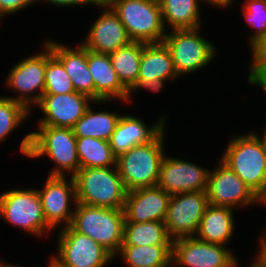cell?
Listing matches in <instances>:
<instances>
[{
	"label": "cell",
	"mask_w": 266,
	"mask_h": 267,
	"mask_svg": "<svg viewBox=\"0 0 266 267\" xmlns=\"http://www.w3.org/2000/svg\"><path fill=\"white\" fill-rule=\"evenodd\" d=\"M0 217L39 239L53 231L45 220L38 190L33 187L7 189L0 194Z\"/></svg>",
	"instance_id": "ba28073f"
},
{
	"label": "cell",
	"mask_w": 266,
	"mask_h": 267,
	"mask_svg": "<svg viewBox=\"0 0 266 267\" xmlns=\"http://www.w3.org/2000/svg\"><path fill=\"white\" fill-rule=\"evenodd\" d=\"M172 266L239 267V262L227 246L183 237L173 241Z\"/></svg>",
	"instance_id": "7c38bea8"
},
{
	"label": "cell",
	"mask_w": 266,
	"mask_h": 267,
	"mask_svg": "<svg viewBox=\"0 0 266 267\" xmlns=\"http://www.w3.org/2000/svg\"><path fill=\"white\" fill-rule=\"evenodd\" d=\"M49 264L47 267H63L59 262H57L52 256L49 257Z\"/></svg>",
	"instance_id": "60d3db41"
},
{
	"label": "cell",
	"mask_w": 266,
	"mask_h": 267,
	"mask_svg": "<svg viewBox=\"0 0 266 267\" xmlns=\"http://www.w3.org/2000/svg\"><path fill=\"white\" fill-rule=\"evenodd\" d=\"M0 267H20V266L19 265H15V264H11V263H6V262L0 261Z\"/></svg>",
	"instance_id": "b9f144b4"
},
{
	"label": "cell",
	"mask_w": 266,
	"mask_h": 267,
	"mask_svg": "<svg viewBox=\"0 0 266 267\" xmlns=\"http://www.w3.org/2000/svg\"><path fill=\"white\" fill-rule=\"evenodd\" d=\"M80 168H102L116 166L109 141L92 137L76 138Z\"/></svg>",
	"instance_id": "f1b7e54d"
},
{
	"label": "cell",
	"mask_w": 266,
	"mask_h": 267,
	"mask_svg": "<svg viewBox=\"0 0 266 267\" xmlns=\"http://www.w3.org/2000/svg\"><path fill=\"white\" fill-rule=\"evenodd\" d=\"M124 209L76 204L71 227L107 249L114 257L124 239Z\"/></svg>",
	"instance_id": "5b68a950"
},
{
	"label": "cell",
	"mask_w": 266,
	"mask_h": 267,
	"mask_svg": "<svg viewBox=\"0 0 266 267\" xmlns=\"http://www.w3.org/2000/svg\"><path fill=\"white\" fill-rule=\"evenodd\" d=\"M263 134L261 135L263 138H264V140H265V143H266V127H265V129L263 130Z\"/></svg>",
	"instance_id": "7bdbcfd3"
},
{
	"label": "cell",
	"mask_w": 266,
	"mask_h": 267,
	"mask_svg": "<svg viewBox=\"0 0 266 267\" xmlns=\"http://www.w3.org/2000/svg\"><path fill=\"white\" fill-rule=\"evenodd\" d=\"M43 50L18 61L9 70L6 78L8 89L17 92L14 96H4L20 102L30 111L40 101L45 90V69L47 60L53 55L44 42Z\"/></svg>",
	"instance_id": "9c48e42d"
},
{
	"label": "cell",
	"mask_w": 266,
	"mask_h": 267,
	"mask_svg": "<svg viewBox=\"0 0 266 267\" xmlns=\"http://www.w3.org/2000/svg\"><path fill=\"white\" fill-rule=\"evenodd\" d=\"M106 102L111 101H94L76 91L65 94H43L33 109L39 108L43 113L37 125L72 128L92 103L100 105Z\"/></svg>",
	"instance_id": "9a60e30c"
},
{
	"label": "cell",
	"mask_w": 266,
	"mask_h": 267,
	"mask_svg": "<svg viewBox=\"0 0 266 267\" xmlns=\"http://www.w3.org/2000/svg\"><path fill=\"white\" fill-rule=\"evenodd\" d=\"M263 233L261 234V235H265L266 236V228H265V230L263 229V231H262Z\"/></svg>",
	"instance_id": "ee69618b"
},
{
	"label": "cell",
	"mask_w": 266,
	"mask_h": 267,
	"mask_svg": "<svg viewBox=\"0 0 266 267\" xmlns=\"http://www.w3.org/2000/svg\"><path fill=\"white\" fill-rule=\"evenodd\" d=\"M251 61L248 65V82L250 85L255 84L266 76V37L256 41L250 47Z\"/></svg>",
	"instance_id": "d6a6232c"
},
{
	"label": "cell",
	"mask_w": 266,
	"mask_h": 267,
	"mask_svg": "<svg viewBox=\"0 0 266 267\" xmlns=\"http://www.w3.org/2000/svg\"><path fill=\"white\" fill-rule=\"evenodd\" d=\"M144 42L132 41L129 45L109 54L112 67L121 83L129 90L138 80Z\"/></svg>",
	"instance_id": "83f0119b"
},
{
	"label": "cell",
	"mask_w": 266,
	"mask_h": 267,
	"mask_svg": "<svg viewBox=\"0 0 266 267\" xmlns=\"http://www.w3.org/2000/svg\"><path fill=\"white\" fill-rule=\"evenodd\" d=\"M209 169L167 154L162 159L157 186L171 196L184 192L206 191Z\"/></svg>",
	"instance_id": "2e32d148"
},
{
	"label": "cell",
	"mask_w": 266,
	"mask_h": 267,
	"mask_svg": "<svg viewBox=\"0 0 266 267\" xmlns=\"http://www.w3.org/2000/svg\"><path fill=\"white\" fill-rule=\"evenodd\" d=\"M121 114L116 111H95L90 105L85 114L72 127L76 138L92 137L109 141Z\"/></svg>",
	"instance_id": "484cf974"
},
{
	"label": "cell",
	"mask_w": 266,
	"mask_h": 267,
	"mask_svg": "<svg viewBox=\"0 0 266 267\" xmlns=\"http://www.w3.org/2000/svg\"><path fill=\"white\" fill-rule=\"evenodd\" d=\"M37 131L23 136L19 150L23 156L39 159L47 156L56 165L48 176L73 177L80 168L76 137L72 128L37 125Z\"/></svg>",
	"instance_id": "6da1fadb"
},
{
	"label": "cell",
	"mask_w": 266,
	"mask_h": 267,
	"mask_svg": "<svg viewBox=\"0 0 266 267\" xmlns=\"http://www.w3.org/2000/svg\"><path fill=\"white\" fill-rule=\"evenodd\" d=\"M73 178L78 203L124 209L128 191L116 166L79 168Z\"/></svg>",
	"instance_id": "277c9868"
},
{
	"label": "cell",
	"mask_w": 266,
	"mask_h": 267,
	"mask_svg": "<svg viewBox=\"0 0 266 267\" xmlns=\"http://www.w3.org/2000/svg\"><path fill=\"white\" fill-rule=\"evenodd\" d=\"M201 30L202 26L166 32L163 42L170 50L175 71L180 79L181 76L186 77L185 75L204 69L217 56V46L201 36Z\"/></svg>",
	"instance_id": "52a82bcc"
},
{
	"label": "cell",
	"mask_w": 266,
	"mask_h": 267,
	"mask_svg": "<svg viewBox=\"0 0 266 267\" xmlns=\"http://www.w3.org/2000/svg\"><path fill=\"white\" fill-rule=\"evenodd\" d=\"M235 209L208 205L198 226L195 238L198 240L227 246L235 233Z\"/></svg>",
	"instance_id": "7402d4cb"
},
{
	"label": "cell",
	"mask_w": 266,
	"mask_h": 267,
	"mask_svg": "<svg viewBox=\"0 0 266 267\" xmlns=\"http://www.w3.org/2000/svg\"><path fill=\"white\" fill-rule=\"evenodd\" d=\"M170 198L159 186L129 191L124 206L125 222H164Z\"/></svg>",
	"instance_id": "ac0fdd59"
},
{
	"label": "cell",
	"mask_w": 266,
	"mask_h": 267,
	"mask_svg": "<svg viewBox=\"0 0 266 267\" xmlns=\"http://www.w3.org/2000/svg\"><path fill=\"white\" fill-rule=\"evenodd\" d=\"M200 2L207 3L209 6L211 4L213 7H218L222 10L223 8H229L230 5L235 2V0H200Z\"/></svg>",
	"instance_id": "8d00e7d4"
},
{
	"label": "cell",
	"mask_w": 266,
	"mask_h": 267,
	"mask_svg": "<svg viewBox=\"0 0 266 267\" xmlns=\"http://www.w3.org/2000/svg\"><path fill=\"white\" fill-rule=\"evenodd\" d=\"M44 184L37 190L47 224L52 229L71 225L77 204L74 178L48 176Z\"/></svg>",
	"instance_id": "4fadbf2b"
},
{
	"label": "cell",
	"mask_w": 266,
	"mask_h": 267,
	"mask_svg": "<svg viewBox=\"0 0 266 267\" xmlns=\"http://www.w3.org/2000/svg\"><path fill=\"white\" fill-rule=\"evenodd\" d=\"M173 245H121L114 258L121 256L127 267H171Z\"/></svg>",
	"instance_id": "d4e9b609"
},
{
	"label": "cell",
	"mask_w": 266,
	"mask_h": 267,
	"mask_svg": "<svg viewBox=\"0 0 266 267\" xmlns=\"http://www.w3.org/2000/svg\"><path fill=\"white\" fill-rule=\"evenodd\" d=\"M254 258V260L251 259L252 262L248 267H266V263L258 255H255Z\"/></svg>",
	"instance_id": "f35d334b"
},
{
	"label": "cell",
	"mask_w": 266,
	"mask_h": 267,
	"mask_svg": "<svg viewBox=\"0 0 266 267\" xmlns=\"http://www.w3.org/2000/svg\"><path fill=\"white\" fill-rule=\"evenodd\" d=\"M31 111L20 102L0 96V144L29 119Z\"/></svg>",
	"instance_id": "f546056e"
},
{
	"label": "cell",
	"mask_w": 266,
	"mask_h": 267,
	"mask_svg": "<svg viewBox=\"0 0 266 267\" xmlns=\"http://www.w3.org/2000/svg\"><path fill=\"white\" fill-rule=\"evenodd\" d=\"M99 8L102 9L100 16H97L87 37L80 43L87 50L103 54H110L129 45L132 40L117 14L105 1L97 7Z\"/></svg>",
	"instance_id": "e0dca14e"
},
{
	"label": "cell",
	"mask_w": 266,
	"mask_h": 267,
	"mask_svg": "<svg viewBox=\"0 0 266 267\" xmlns=\"http://www.w3.org/2000/svg\"><path fill=\"white\" fill-rule=\"evenodd\" d=\"M244 3V4H243ZM241 3L246 26L255 29L248 38L249 46L266 37V0H244Z\"/></svg>",
	"instance_id": "1f68e13d"
},
{
	"label": "cell",
	"mask_w": 266,
	"mask_h": 267,
	"mask_svg": "<svg viewBox=\"0 0 266 267\" xmlns=\"http://www.w3.org/2000/svg\"><path fill=\"white\" fill-rule=\"evenodd\" d=\"M42 0H36V3H40ZM50 5H53L54 7H72V6H95L98 7L103 1L102 0H45Z\"/></svg>",
	"instance_id": "d590c367"
},
{
	"label": "cell",
	"mask_w": 266,
	"mask_h": 267,
	"mask_svg": "<svg viewBox=\"0 0 266 267\" xmlns=\"http://www.w3.org/2000/svg\"><path fill=\"white\" fill-rule=\"evenodd\" d=\"M166 128L152 141L136 145L116 157V167L127 191L157 186L165 156Z\"/></svg>",
	"instance_id": "3957f363"
},
{
	"label": "cell",
	"mask_w": 266,
	"mask_h": 267,
	"mask_svg": "<svg viewBox=\"0 0 266 267\" xmlns=\"http://www.w3.org/2000/svg\"><path fill=\"white\" fill-rule=\"evenodd\" d=\"M208 205L206 191L172 195L164 220L170 238L194 237Z\"/></svg>",
	"instance_id": "5bb4252c"
},
{
	"label": "cell",
	"mask_w": 266,
	"mask_h": 267,
	"mask_svg": "<svg viewBox=\"0 0 266 267\" xmlns=\"http://www.w3.org/2000/svg\"><path fill=\"white\" fill-rule=\"evenodd\" d=\"M36 0H0V21L4 16H11L15 13L25 10L24 8L32 7Z\"/></svg>",
	"instance_id": "836d02e7"
},
{
	"label": "cell",
	"mask_w": 266,
	"mask_h": 267,
	"mask_svg": "<svg viewBox=\"0 0 266 267\" xmlns=\"http://www.w3.org/2000/svg\"><path fill=\"white\" fill-rule=\"evenodd\" d=\"M166 32L202 26L200 0H158ZM168 29H167V28Z\"/></svg>",
	"instance_id": "cb8c5ba5"
},
{
	"label": "cell",
	"mask_w": 266,
	"mask_h": 267,
	"mask_svg": "<svg viewBox=\"0 0 266 267\" xmlns=\"http://www.w3.org/2000/svg\"><path fill=\"white\" fill-rule=\"evenodd\" d=\"M52 54L63 64L76 92L85 94L95 101V86L87 64V49L80 43L74 48L54 39L44 41Z\"/></svg>",
	"instance_id": "ffe728a7"
},
{
	"label": "cell",
	"mask_w": 266,
	"mask_h": 267,
	"mask_svg": "<svg viewBox=\"0 0 266 267\" xmlns=\"http://www.w3.org/2000/svg\"><path fill=\"white\" fill-rule=\"evenodd\" d=\"M122 245H173L164 222H125Z\"/></svg>",
	"instance_id": "4316f807"
},
{
	"label": "cell",
	"mask_w": 266,
	"mask_h": 267,
	"mask_svg": "<svg viewBox=\"0 0 266 267\" xmlns=\"http://www.w3.org/2000/svg\"><path fill=\"white\" fill-rule=\"evenodd\" d=\"M215 169H210L207 182L208 203L214 206L248 208L253 205L264 206L263 201L220 159Z\"/></svg>",
	"instance_id": "8fae6325"
},
{
	"label": "cell",
	"mask_w": 266,
	"mask_h": 267,
	"mask_svg": "<svg viewBox=\"0 0 266 267\" xmlns=\"http://www.w3.org/2000/svg\"><path fill=\"white\" fill-rule=\"evenodd\" d=\"M134 42H163L166 30L158 0H106Z\"/></svg>",
	"instance_id": "8992f818"
},
{
	"label": "cell",
	"mask_w": 266,
	"mask_h": 267,
	"mask_svg": "<svg viewBox=\"0 0 266 267\" xmlns=\"http://www.w3.org/2000/svg\"><path fill=\"white\" fill-rule=\"evenodd\" d=\"M259 249L257 255L266 263V236L261 235L259 237Z\"/></svg>",
	"instance_id": "74e56055"
},
{
	"label": "cell",
	"mask_w": 266,
	"mask_h": 267,
	"mask_svg": "<svg viewBox=\"0 0 266 267\" xmlns=\"http://www.w3.org/2000/svg\"><path fill=\"white\" fill-rule=\"evenodd\" d=\"M221 161L266 205V143L257 131L229 137Z\"/></svg>",
	"instance_id": "7a4b0ae2"
},
{
	"label": "cell",
	"mask_w": 266,
	"mask_h": 267,
	"mask_svg": "<svg viewBox=\"0 0 266 267\" xmlns=\"http://www.w3.org/2000/svg\"><path fill=\"white\" fill-rule=\"evenodd\" d=\"M178 78L170 50L165 43H145L137 81L151 82L156 79L174 81Z\"/></svg>",
	"instance_id": "603a6c76"
},
{
	"label": "cell",
	"mask_w": 266,
	"mask_h": 267,
	"mask_svg": "<svg viewBox=\"0 0 266 267\" xmlns=\"http://www.w3.org/2000/svg\"><path fill=\"white\" fill-rule=\"evenodd\" d=\"M167 116H160L151 126L131 114H121L109 144L113 154L118 155L127 152L136 145L146 144L152 141L166 126Z\"/></svg>",
	"instance_id": "d6986e66"
},
{
	"label": "cell",
	"mask_w": 266,
	"mask_h": 267,
	"mask_svg": "<svg viewBox=\"0 0 266 267\" xmlns=\"http://www.w3.org/2000/svg\"><path fill=\"white\" fill-rule=\"evenodd\" d=\"M169 82L171 80H164V79H156L154 81L151 82H147V81H136L131 88L128 90V96L127 99L125 101L126 105L127 103L132 102V93H135L136 91L139 92V90H149L151 92L157 93V92H161L162 88L165 86L164 84L166 82Z\"/></svg>",
	"instance_id": "e575fe53"
},
{
	"label": "cell",
	"mask_w": 266,
	"mask_h": 267,
	"mask_svg": "<svg viewBox=\"0 0 266 267\" xmlns=\"http://www.w3.org/2000/svg\"><path fill=\"white\" fill-rule=\"evenodd\" d=\"M58 231L57 253L52 257L63 267H107L115 259L102 245L70 225Z\"/></svg>",
	"instance_id": "30bf717a"
},
{
	"label": "cell",
	"mask_w": 266,
	"mask_h": 267,
	"mask_svg": "<svg viewBox=\"0 0 266 267\" xmlns=\"http://www.w3.org/2000/svg\"><path fill=\"white\" fill-rule=\"evenodd\" d=\"M75 92L70 76L63 64L52 55L46 63L44 94H65Z\"/></svg>",
	"instance_id": "4dcf8cb0"
},
{
	"label": "cell",
	"mask_w": 266,
	"mask_h": 267,
	"mask_svg": "<svg viewBox=\"0 0 266 267\" xmlns=\"http://www.w3.org/2000/svg\"><path fill=\"white\" fill-rule=\"evenodd\" d=\"M255 85H257L258 88L262 89V91L266 92V76L261 78Z\"/></svg>",
	"instance_id": "ab89813d"
},
{
	"label": "cell",
	"mask_w": 266,
	"mask_h": 267,
	"mask_svg": "<svg viewBox=\"0 0 266 267\" xmlns=\"http://www.w3.org/2000/svg\"><path fill=\"white\" fill-rule=\"evenodd\" d=\"M87 64L94 81L95 101L120 100L126 104L128 89L119 80L109 54L87 50Z\"/></svg>",
	"instance_id": "44dd1931"
}]
</instances>
